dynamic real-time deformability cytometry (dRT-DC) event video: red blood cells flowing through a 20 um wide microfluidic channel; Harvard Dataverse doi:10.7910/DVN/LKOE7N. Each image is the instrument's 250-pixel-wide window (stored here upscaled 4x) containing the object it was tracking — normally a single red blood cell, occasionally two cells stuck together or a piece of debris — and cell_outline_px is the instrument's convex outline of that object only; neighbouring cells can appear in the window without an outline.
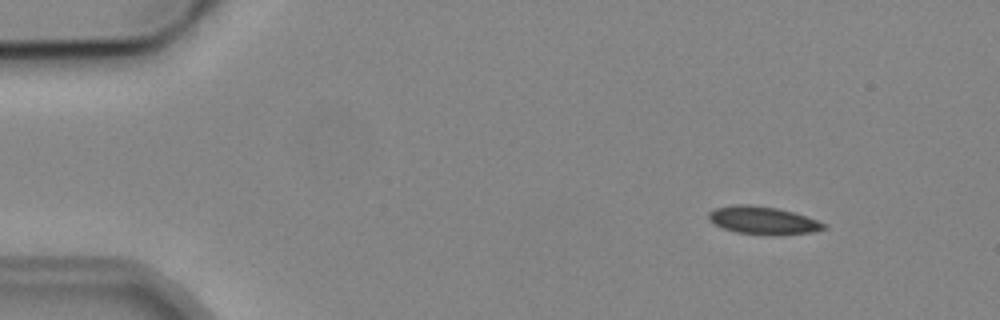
{"species": "common noctule bat (a hibernating species)", "species_latin": "Nyctalus noctula", "temperature_condition": "cold", "stored_images_in_passage": 4, "camera_frame_rate_fps": 3000, "um_per_image_px": 0.085, "animal": {"sex": "male", "body_mass_g": 19.2, "forearm_length_mm": 51.8}, "frame": {"image": 1, "passage_image": 1, "time_ms": 0.0, "image_size_px": [1000, 320], "cell_outline_px": [[828, 228], [812, 232], [780, 236], [768, 236], [736, 232], [724, 228], [708, 220], [708, 212], [716, 208], [736, 204], [752, 204], [776, 208], [792, 212], [828, 224]], "centroid_in_image_um": [64.87, 18.75], "position_along_channel_um": 20.1, "area_um2": 18.9}}